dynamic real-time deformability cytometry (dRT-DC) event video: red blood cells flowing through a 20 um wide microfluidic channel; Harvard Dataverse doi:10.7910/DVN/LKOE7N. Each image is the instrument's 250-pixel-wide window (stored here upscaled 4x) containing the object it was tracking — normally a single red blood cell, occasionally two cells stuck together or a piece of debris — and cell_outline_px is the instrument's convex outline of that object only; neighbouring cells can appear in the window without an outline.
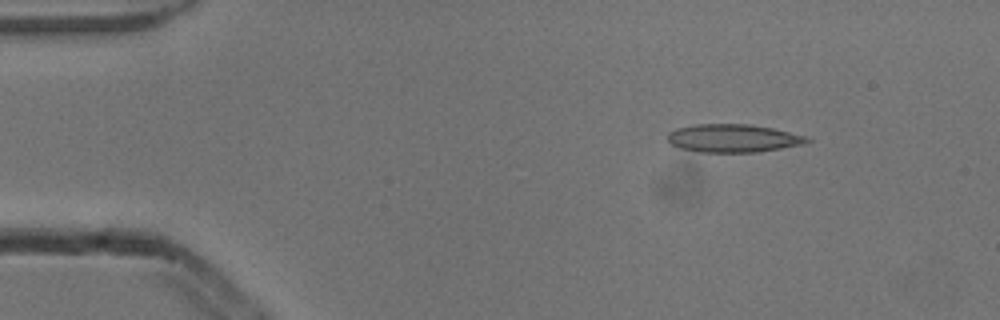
{"species": "common noctule bat (a hibernating species)", "species_latin": "Nyctalus noctula", "temperature_condition": "cold", "stored_images_in_passage": 5, "camera_frame_rate_fps": 3000, "um_per_image_px": 0.085, "animal": {"sex": "male", "body_mass_g": 13.3}, "frame": {"image": 1, "passage_image": 2, "time_ms": 0.333, "image_size_px": [1000, 320], "cell_outline_px": [[812, 140], [804, 144], [760, 152], [700, 152], [680, 148], [672, 144], [668, 140], [668, 132], [676, 128], [692, 124], [748, 124], [772, 128], [804, 136]], "centroid_in_image_um": [62.29, 11.75], "position_along_channel_um": 22.7, "area_um2": 22.77}}
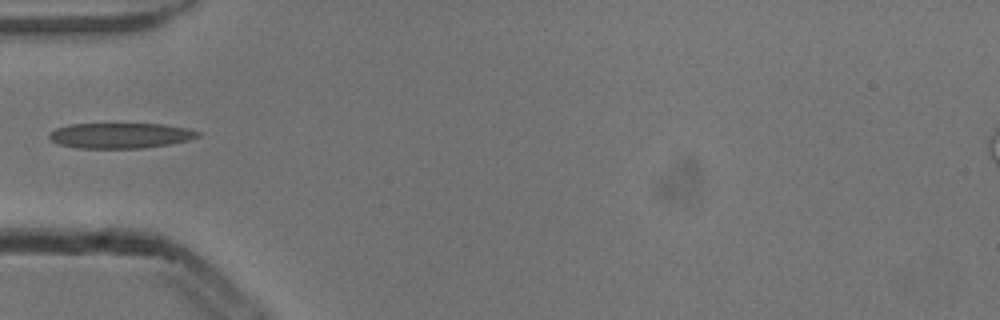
{"frame": {"image": 2, "passage_image": 5, "time_ms": 1.333, "image_size_px": [1000, 320], "cell_outline_px": [[200, 136], [188, 140], [168, 144], [144, 148], [80, 148], [56, 144], [48, 136], [56, 128], [68, 124], [164, 124], [188, 128], [200, 132]], "centroid_in_image_um": [10.24, 11.52], "position_along_channel_um": 74.8, "area_um2": 21.96}}